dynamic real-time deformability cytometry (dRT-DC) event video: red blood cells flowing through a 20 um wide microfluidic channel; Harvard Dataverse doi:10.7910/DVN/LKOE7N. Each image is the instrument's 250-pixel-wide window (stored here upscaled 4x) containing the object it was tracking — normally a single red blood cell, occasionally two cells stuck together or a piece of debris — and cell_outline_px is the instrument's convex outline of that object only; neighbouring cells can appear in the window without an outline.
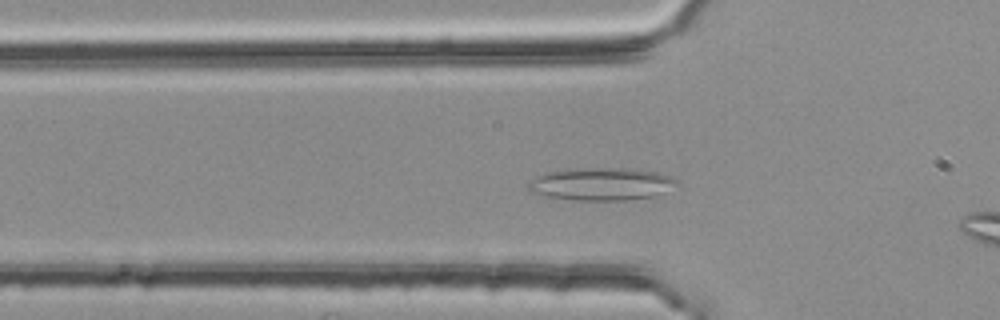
{"species": "common noctule bat (a hibernating species)", "species_latin": "Nyctalus noctula", "temperature_condition": "room temperature", "stored_images_in_passage": 42, "camera_frame_rate_fps": 3000, "um_per_image_px": 0.085, "animal": {"sex": "female", "body_mass_g": 25.1}, "frame": {"image": 1, "passage_image": 8, "time_ms": 2.333, "image_size_px": [1000, 320], "cell_outline_px": [[680, 184], [656, 196], [628, 200], [576, 200], [544, 196], [528, 192], [528, 184], [536, 176], [548, 172], [568, 168], [628, 168], [656, 172], [672, 176]], "centroid_in_image_um": [51.12, 15.64], "position_along_channel_um": 74.7, "area_um2": 28.55}}
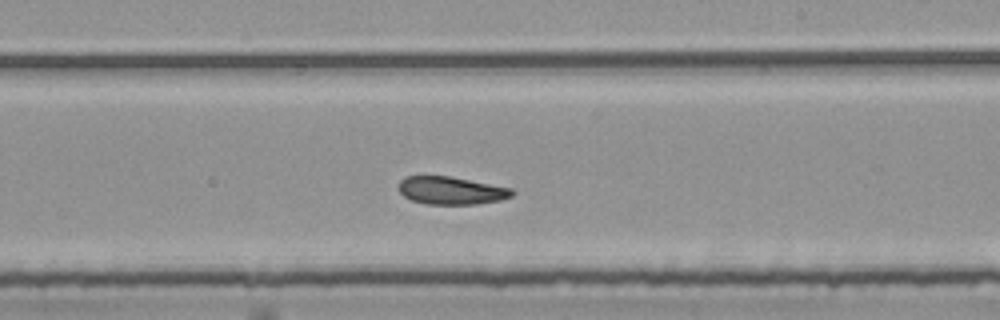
{"frame": {"image": 2, "passage_image": 22, "time_ms": 7.0, "image_size_px": [1000, 320], "cell_outline_px": [[516, 192], [512, 196], [500, 200], [476, 204], [428, 204], [412, 200], [404, 196], [400, 192], [400, 180], [408, 176], [448, 176], [512, 188]], "centroid_in_image_um": [38.38, 16.2], "position_along_channel_um": 250.6, "area_um2": 18.15}}
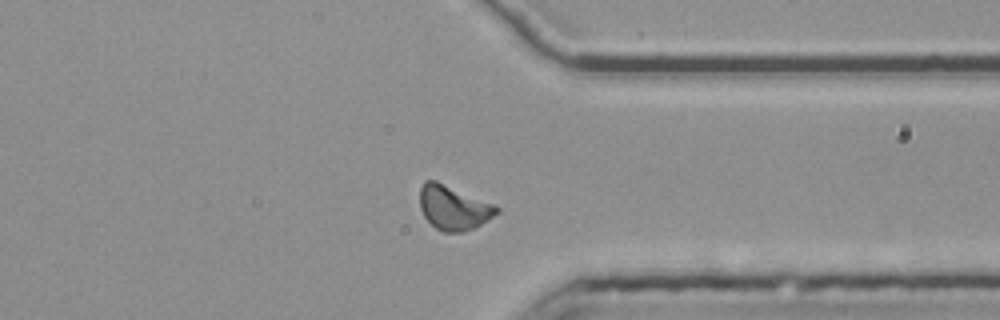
{"frame": {"image": 3, "passage_image": 32, "time_ms": 10.333, "image_size_px": [1000, 320], "cell_outline_px": [[500, 212], [488, 220], [464, 232], [444, 232], [436, 228], [424, 216], [420, 208], [420, 188], [424, 180], [436, 180], [496, 204], [500, 208]], "centroid_in_image_um": [38.57, 17.63], "position_along_channel_um": 372.8, "area_um2": 20.0}, "authors_computed_cell_mechanics": {"area_um2": 19.1318, "velocity_mm_per_s": 3.773, "shape_relaxation_time_tau1_ms": null, "shape_relaxation_time_tau2_ms": 9.6726, "deformation_change_tau1": null, "deformation_change_tau2": 0.1872}}